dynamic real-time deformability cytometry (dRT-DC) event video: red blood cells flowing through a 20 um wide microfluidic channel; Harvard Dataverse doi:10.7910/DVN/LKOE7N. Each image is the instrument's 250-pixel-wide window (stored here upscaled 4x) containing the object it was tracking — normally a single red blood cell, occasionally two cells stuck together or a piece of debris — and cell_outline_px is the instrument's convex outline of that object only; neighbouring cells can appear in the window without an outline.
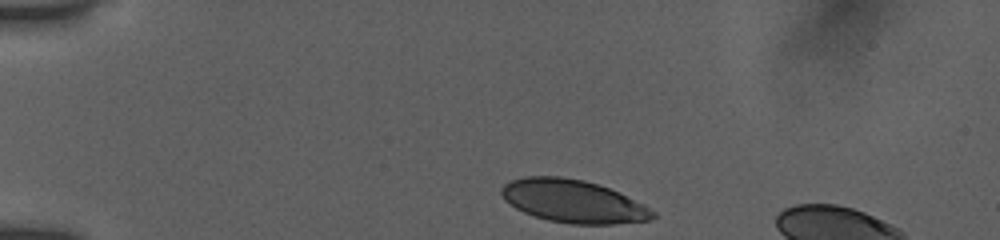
{"species": "human", "species_latin": "Homo sapiens", "temperature_condition": "room temperature", "stored_images_in_passage": 15, "camera_frame_rate_fps": 3000, "um_per_image_px": 0.085, "donor": {"sex": "female"}, "frame": {"image": 1, "passage_image": 1, "time_ms": 0.0, "image_size_px": [1000, 240], "cell_outline_px": [[656, 216], [652, 220], [612, 224], [572, 224], [548, 220], [524, 212], [516, 208], [504, 200], [500, 192], [500, 188], [504, 184], [512, 180], [524, 176], [560, 176], [584, 180], [608, 188], [644, 204], [656, 212]], "centroid_in_image_um": [48.71, 17.1], "position_along_channel_um": 36.3, "area_um2": 37.74}}
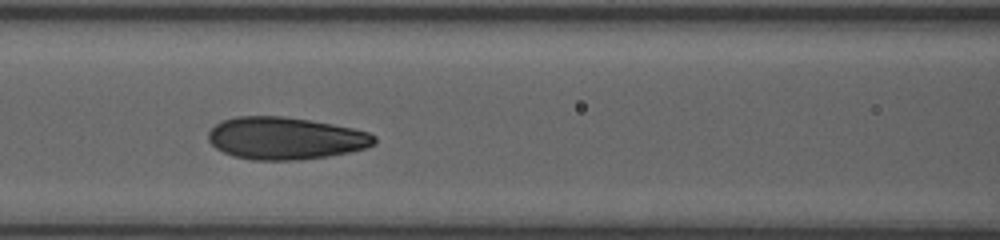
{"frame": {"image": 2, "passage_image": 11, "time_ms": 4.333, "image_size_px": [1000, 240], "cell_outline_px": [[376, 144], [364, 148], [348, 152], [328, 156], [300, 160], [252, 160], [232, 156], [216, 148], [208, 140], [208, 132], [216, 124], [224, 120], [236, 116], [284, 116], [332, 124], [352, 128], [368, 132], [376, 136]], "centroid_in_image_um": [24.25, 11.76], "position_along_channel_um": 142.4, "area_um2": 40.92}}
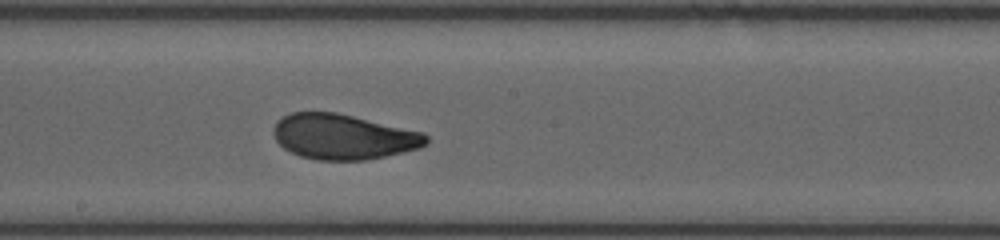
{"frame": {"image": 3, "passage_image": 15, "time_ms": 6.333, "image_size_px": [1000, 240], "cell_outline_px": [[428, 144], [420, 148], [404, 152], [364, 160], [316, 160], [300, 156], [284, 148], [276, 140], [276, 124], [284, 116], [292, 112], [336, 112], [424, 132], [428, 136]], "centroid_in_image_um": [29.25, 11.63], "position_along_channel_um": 219.0, "area_um2": 39.94}}